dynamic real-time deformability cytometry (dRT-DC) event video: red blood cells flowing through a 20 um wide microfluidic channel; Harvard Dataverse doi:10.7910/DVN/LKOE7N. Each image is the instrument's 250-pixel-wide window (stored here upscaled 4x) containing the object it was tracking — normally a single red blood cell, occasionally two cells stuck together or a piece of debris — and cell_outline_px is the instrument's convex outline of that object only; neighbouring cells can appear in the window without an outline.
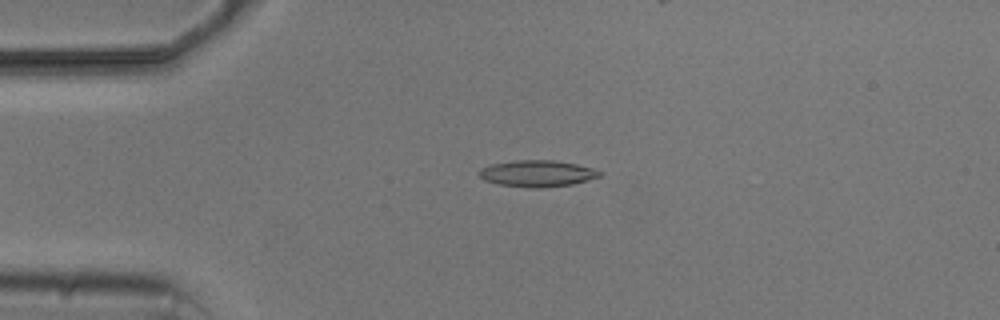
{"species": "common noctule bat (a hibernating species)", "species_latin": "Nyctalus noctula", "temperature_condition": "cold", "stored_images_in_passage": 5, "camera_frame_rate_fps": 3000, "um_per_image_px": 0.085, "animal": {"sex": "male", "body_mass_g": 20.5, "forearm_length_mm": 52.5}, "frame": {"image": 1, "passage_image": 3, "time_ms": 2.333, "image_size_px": [1000, 320], "cell_outline_px": [[604, 172], [600, 176], [572, 184], [540, 188], [536, 188], [500, 184], [484, 180], [480, 176], [480, 168], [492, 164], [516, 160], [552, 160], [576, 164], [592, 168]], "centroid_in_image_um": [45.68, 14.74], "position_along_channel_um": 39.3, "area_um2": 18.32}}
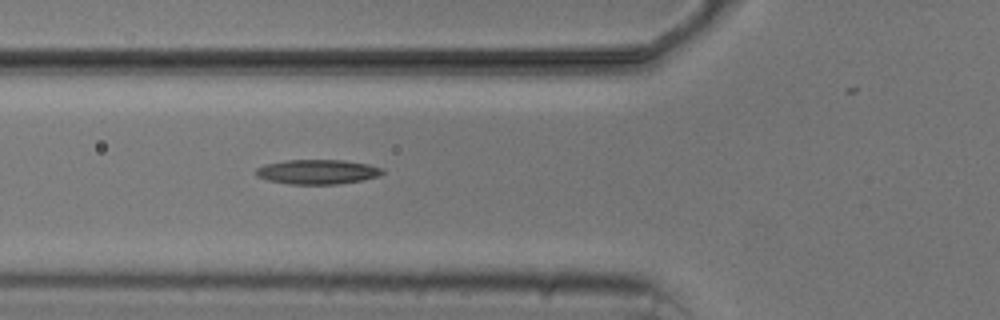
{"frame": {"image": 2, "passage_image": 5, "time_ms": 4.667, "image_size_px": [1000, 320], "cell_outline_px": [[384, 172], [380, 176], [360, 180], [336, 184], [288, 184], [268, 180], [256, 176], [256, 168], [264, 164], [284, 160], [344, 160], [368, 164], [384, 168]], "centroid_in_image_um": [26.98, 14.6], "position_along_channel_um": 98.8, "area_um2": 18.21}}